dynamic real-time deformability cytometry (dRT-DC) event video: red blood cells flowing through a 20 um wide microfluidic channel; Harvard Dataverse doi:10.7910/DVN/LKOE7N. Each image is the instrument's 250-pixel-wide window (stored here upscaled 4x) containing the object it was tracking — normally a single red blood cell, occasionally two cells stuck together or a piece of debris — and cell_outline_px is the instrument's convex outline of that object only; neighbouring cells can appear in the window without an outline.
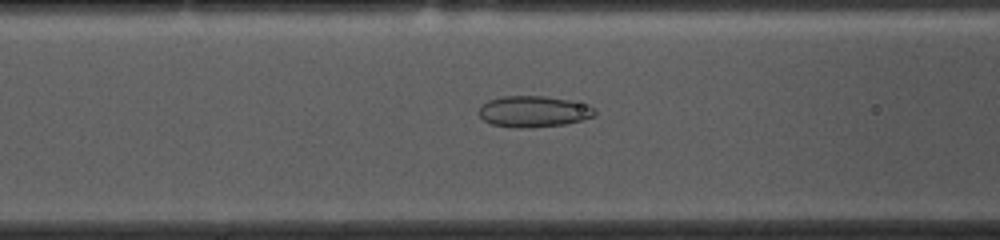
{"species": "common noctule bat (a hibernating species)", "species_latin": "Nyctalus noctula", "temperature_condition": "cold", "stored_images_in_passage": 49, "camera_frame_rate_fps": 3000, "um_per_image_px": 0.085, "animal": {"sex": "female", "body_mass_g": 10.0, "forearm_length_mm": 53.1}, "frame": {"image": 1, "passage_image": 16, "time_ms": 5.0, "image_size_px": [1000, 240], "cell_outline_px": [[596, 116], [564, 124], [532, 128], [520, 128], [492, 124], [484, 120], [476, 112], [488, 100], [504, 96], [544, 96], [568, 100], [588, 104], [596, 108]], "centroid_in_image_um": [45.38, 9.48], "position_along_channel_um": 121.2, "area_um2": 21.1}}
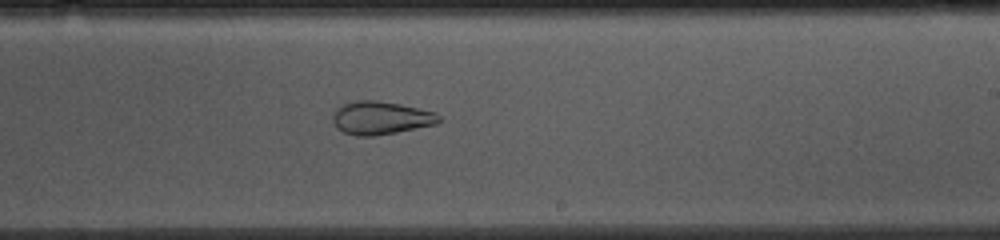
{"frame": {"image": 2, "passage_image": 27, "time_ms": 8.667, "image_size_px": [1000, 240], "cell_outline_px": [[440, 120], [436, 124], [396, 132], [372, 136], [356, 136], [344, 132], [336, 128], [332, 120], [332, 116], [336, 108], [344, 104], [356, 100], [376, 100], [400, 104], [436, 112], [440, 116]], "centroid_in_image_um": [32.34, 10.02], "position_along_channel_um": 256.7, "area_um2": 20.46}}
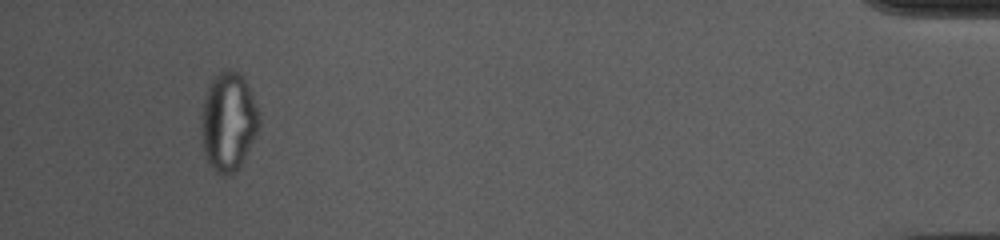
{"frame": {"image": 3, "passage_image": 46, "time_ms": 15.0, "image_size_px": [1000, 240], "cell_outline_px": [[260, 124], [256, 136], [240, 168], [224, 176], [216, 172], [208, 164], [204, 152], [200, 128], [200, 120], [204, 96], [212, 80], [220, 72], [228, 68], [232, 68], [240, 72], [256, 104], [260, 116]], "centroid_in_image_um": [19.4, 10.36], "position_along_channel_um": 415.8, "area_um2": 33.58}, "authors_computed_cell_mechanics": {"area_um2": 26.3568, "velocity_mm_per_s": 3.6948, "shape_relaxation_time_tau1_ms": null, "shape_relaxation_time_tau2_ms": 2.5952, "deformation_change_tau1": null, "deformation_change_tau2": 0.0831}}